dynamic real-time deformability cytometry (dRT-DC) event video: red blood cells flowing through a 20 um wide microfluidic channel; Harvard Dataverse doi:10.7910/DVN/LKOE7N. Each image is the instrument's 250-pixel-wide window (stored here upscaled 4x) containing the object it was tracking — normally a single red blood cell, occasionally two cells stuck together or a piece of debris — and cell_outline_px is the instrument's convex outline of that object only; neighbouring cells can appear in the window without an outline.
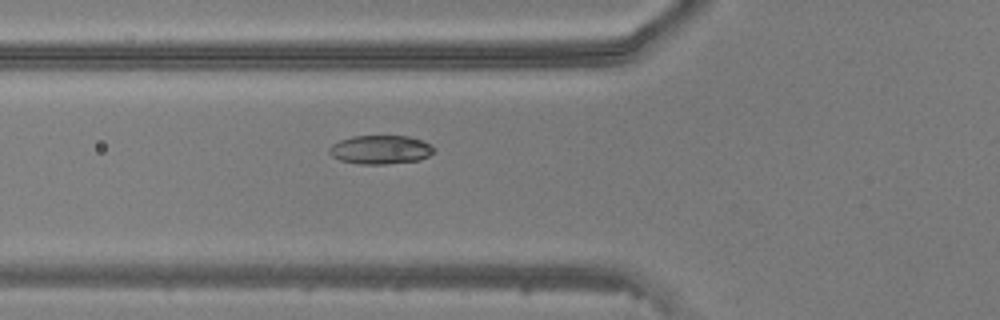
{"species": "common noctule bat (a hibernating species)", "species_latin": "Nyctalus noctula", "temperature_condition": "warm", "stored_images_in_passage": 45, "camera_frame_rate_fps": 3000, "um_per_image_px": 0.085, "animal": {"sex": "male", "body_mass_g": 20.5, "forearm_length_mm": 52.5}, "frame": {"image": 1, "passage_image": 14, "time_ms": 4.333, "image_size_px": [1000, 320], "cell_outline_px": [[436, 148], [428, 156], [420, 160], [388, 164], [360, 164], [340, 160], [332, 156], [328, 152], [328, 148], [332, 144], [340, 140], [352, 136], [408, 136], [432, 144]], "centroid_in_image_um": [32.34, 12.72], "position_along_channel_um": 93.5, "area_um2": 17.63}}
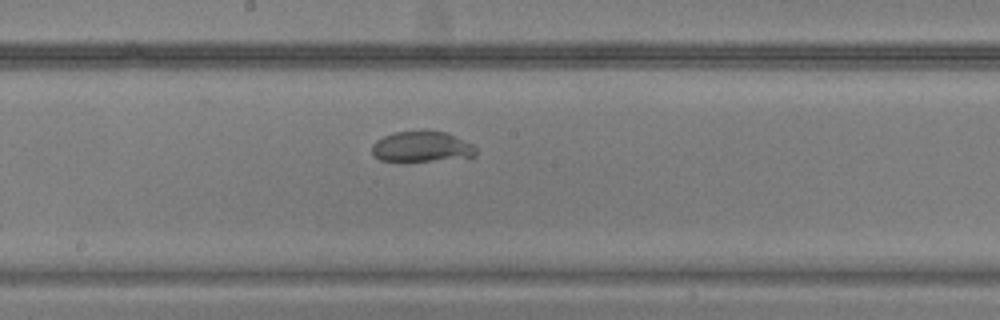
{"frame": {"image": 2, "passage_image": 23, "time_ms": 7.333, "image_size_px": [1000, 320], "cell_outline_px": [[476, 156], [432, 160], [380, 160], [372, 156], [372, 144], [376, 140], [384, 136], [396, 132], [444, 132], [472, 144], [476, 148]], "centroid_in_image_um": [35.81, 12.48], "position_along_channel_um": 212.4, "area_um2": 17.86}}
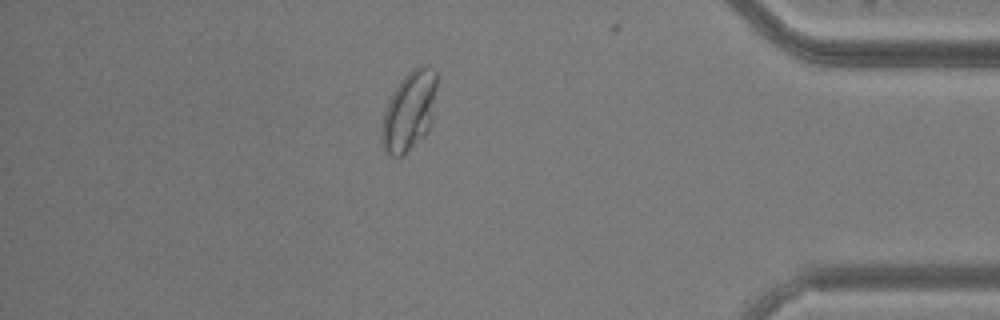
{"frame": {"image": 3, "passage_image": 39, "time_ms": 12.667, "image_size_px": [1000, 320], "cell_outline_px": [[436, 88], [432, 124], [428, 132], [404, 156], [392, 156], [384, 148], [380, 140], [380, 132], [384, 112], [400, 80], [412, 68], [420, 64], [424, 64], [436, 72]], "centroid_in_image_um": [34.8, 9.46], "position_along_channel_um": 400.4, "area_um2": 25.61}}